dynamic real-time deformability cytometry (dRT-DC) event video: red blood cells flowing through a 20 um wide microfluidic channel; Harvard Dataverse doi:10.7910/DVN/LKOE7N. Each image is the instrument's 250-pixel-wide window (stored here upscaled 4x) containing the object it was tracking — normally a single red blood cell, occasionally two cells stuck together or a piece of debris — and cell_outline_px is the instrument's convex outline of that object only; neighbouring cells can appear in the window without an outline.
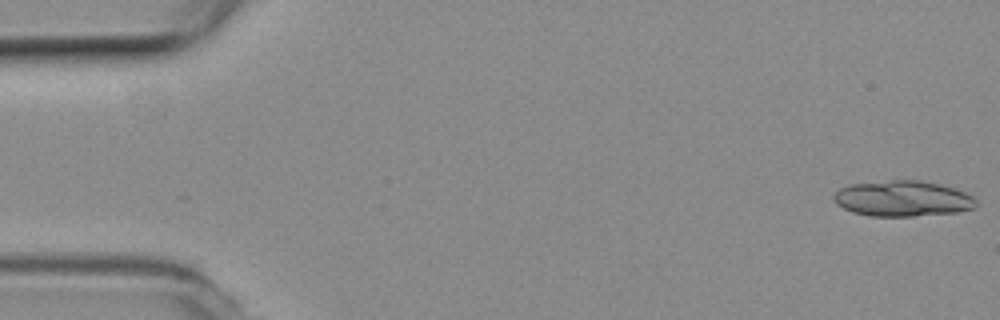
{"species": "common noctule bat (a hibernating species)", "species_latin": "Nyctalus noctula", "temperature_condition": "room temperature", "stored_images_in_passage": 7, "segment_of_instrument_passage": [1, 2], "camera_frame_rate_fps": 3000, "um_per_image_px": 0.085, "animal": {"sex": "female", "body_mass_g": 19.3, "forearm_length_mm": 54.1}, "frame": {"image": 1, "passage_image": 1, "time_ms": 0.0, "image_size_px": [1000, 320], "cell_outline_px": [[976, 204], [972, 208], [956, 212], [912, 216], [868, 216], [852, 212], [836, 204], [832, 200], [832, 196], [840, 188], [848, 184], [892, 180], [920, 180], [940, 184], [956, 188], [972, 196], [976, 200]], "centroid_in_image_um": [76.68, 16.87], "position_along_channel_um": 8.3, "area_um2": 29.71}}